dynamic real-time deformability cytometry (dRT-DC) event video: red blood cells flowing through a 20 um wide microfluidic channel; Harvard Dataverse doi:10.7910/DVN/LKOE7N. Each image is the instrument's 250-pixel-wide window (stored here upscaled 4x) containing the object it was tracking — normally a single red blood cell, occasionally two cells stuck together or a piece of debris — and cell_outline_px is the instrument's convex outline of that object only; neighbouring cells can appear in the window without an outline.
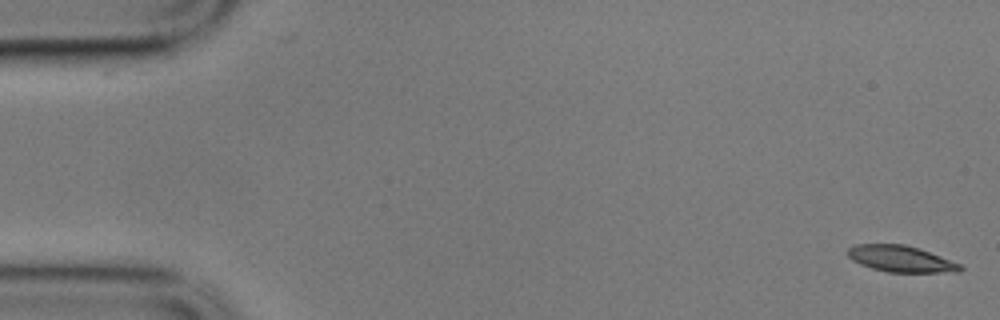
{"species": "common noctule bat (a hibernating species)", "species_latin": "Nyctalus noctula", "temperature_condition": "cold", "stored_images_in_passage": 7, "camera_frame_rate_fps": 3000, "um_per_image_px": 0.085, "animal": {"sex": "male", "body_mass_g": 17.9}, "frame": {"image": 1, "passage_image": 1, "time_ms": 0.0, "image_size_px": [1000, 320], "cell_outline_px": [[964, 268], [960, 272], [888, 272], [872, 268], [860, 264], [852, 260], [848, 256], [848, 248], [856, 244], [904, 244], [920, 248], [960, 264]], "centroid_in_image_um": [76.57, 22.0], "position_along_channel_um": 8.4, "area_um2": 17.22}}
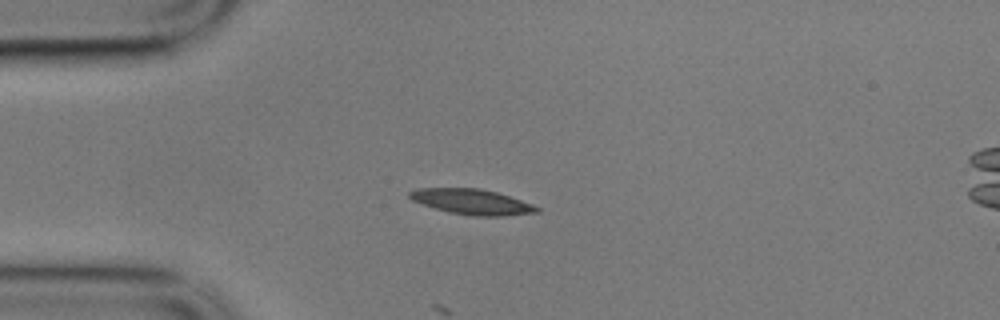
{"frame": {"image": 2, "passage_image": 4, "time_ms": 1.0, "image_size_px": [1000, 320], "cell_outline_px": [[540, 212], [504, 216], [472, 216], [448, 212], [412, 200], [408, 196], [408, 192], [420, 188], [480, 188], [496, 192], [532, 204], [540, 208]], "centroid_in_image_um": [40.13, 17.16], "position_along_channel_um": 44.9, "area_um2": 18.67}}